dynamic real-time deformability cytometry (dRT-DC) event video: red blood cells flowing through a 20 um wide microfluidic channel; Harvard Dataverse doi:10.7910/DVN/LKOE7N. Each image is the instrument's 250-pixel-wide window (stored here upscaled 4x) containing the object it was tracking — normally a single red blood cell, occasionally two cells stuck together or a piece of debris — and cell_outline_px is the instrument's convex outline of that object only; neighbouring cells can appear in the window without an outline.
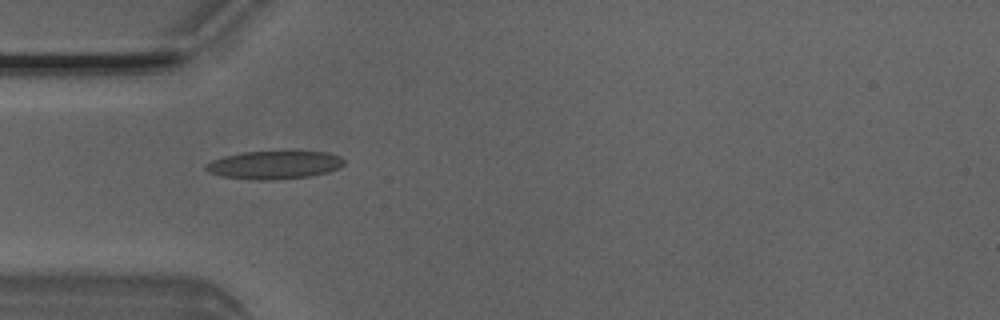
{"species": "Egyptian fruit bat (a non-hibernating species)", "species_latin": "Rousettus aegyptiacus", "temperature_condition": "room temperature", "stored_images_in_passage": 8, "camera_frame_rate_fps": 3000, "um_per_image_px": 0.085, "animal": {"sex": "male"}, "frame": {"image": 1, "passage_image": 5, "time_ms": 1.333, "image_size_px": [1000, 320], "cell_outline_px": [[344, 164], [340, 168], [328, 172], [308, 176], [272, 180], [252, 180], [220, 176], [208, 172], [204, 168], [204, 164], [212, 160], [224, 156], [244, 152], [284, 148], [328, 152], [340, 156], [344, 160]], "centroid_in_image_um": [23.33, 13.96], "position_along_channel_um": 61.7, "area_um2": 23.87}}